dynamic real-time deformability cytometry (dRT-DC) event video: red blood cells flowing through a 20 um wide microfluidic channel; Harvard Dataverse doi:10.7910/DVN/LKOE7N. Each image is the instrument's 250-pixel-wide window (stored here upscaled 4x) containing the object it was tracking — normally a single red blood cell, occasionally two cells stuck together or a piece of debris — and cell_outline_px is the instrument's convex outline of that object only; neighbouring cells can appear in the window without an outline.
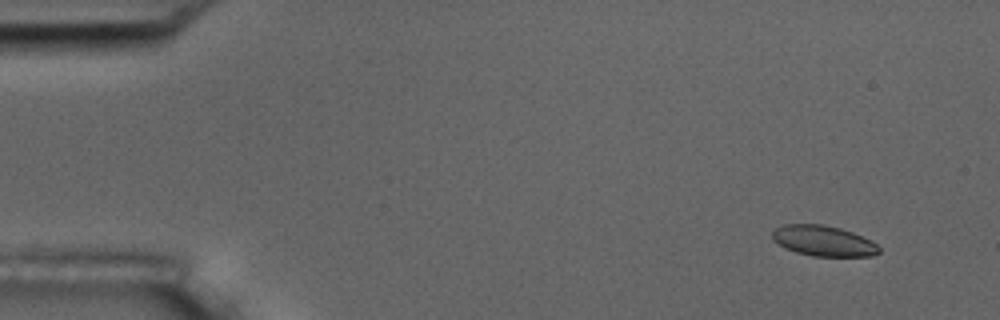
{"species": "common noctule bat (a hibernating species)", "species_latin": "Nyctalus noctula", "temperature_condition": "room temperature", "stored_images_in_passage": 9, "camera_frame_rate_fps": 3000, "um_per_image_px": 0.085, "animal": {"sex": "male", "body_mass_g": 17.5, "forearm_length_mm": 52.3}, "frame": {"image": 1, "passage_image": 2, "time_ms": 1.333, "image_size_px": [1000, 320], "cell_outline_px": [[880, 252], [872, 256], [812, 256], [796, 252], [784, 248], [772, 240], [772, 232], [776, 228], [784, 224], [824, 224], [840, 228], [852, 232], [872, 240], [880, 248]], "centroid_in_image_um": [69.98, 20.47], "position_along_channel_um": 15.0, "area_um2": 19.13}}
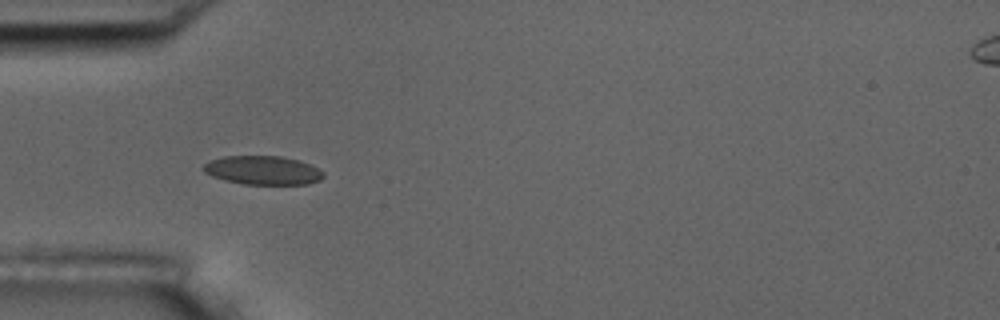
{"frame": {"image": 2, "passage_image": 6, "time_ms": 5.667, "image_size_px": [1000, 320], "cell_outline_px": [[324, 176], [320, 180], [308, 184], [244, 184], [224, 180], [212, 176], [204, 172], [200, 168], [204, 164], [212, 160], [224, 156], [280, 156], [300, 160], [324, 172]], "centroid_in_image_um": [22.32, 14.47], "position_along_channel_um": 62.7, "area_um2": 20.11}}
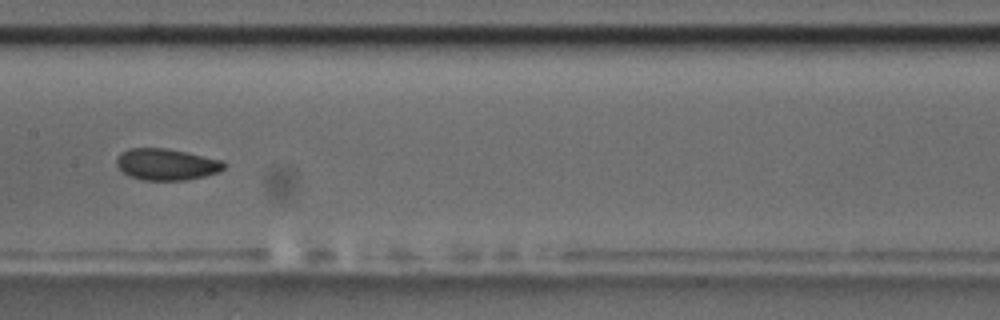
{"frame": {"image": 3, "passage_image": 9, "time_ms": 9.333, "image_size_px": [1000, 320], "cell_outline_px": [[228, 164], [224, 168], [216, 172], [204, 176], [184, 180], [140, 180], [128, 176], [116, 164], [116, 160], [120, 152], [128, 148], [168, 148], [188, 152], [224, 160]], "centroid_in_image_um": [14.15, 13.96], "position_along_channel_um": 193.2, "area_um2": 19.94}}